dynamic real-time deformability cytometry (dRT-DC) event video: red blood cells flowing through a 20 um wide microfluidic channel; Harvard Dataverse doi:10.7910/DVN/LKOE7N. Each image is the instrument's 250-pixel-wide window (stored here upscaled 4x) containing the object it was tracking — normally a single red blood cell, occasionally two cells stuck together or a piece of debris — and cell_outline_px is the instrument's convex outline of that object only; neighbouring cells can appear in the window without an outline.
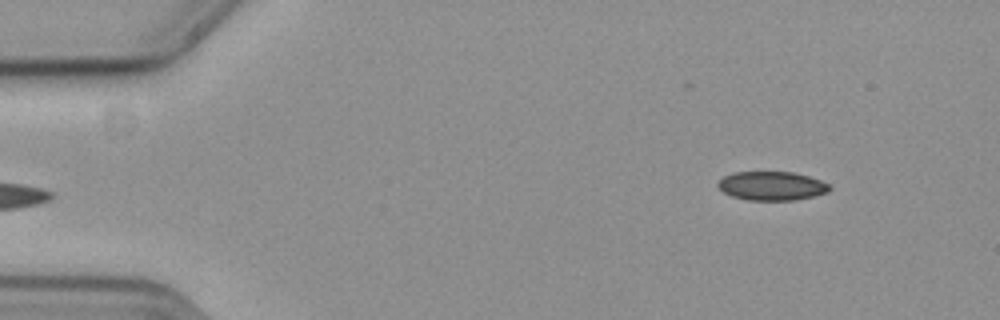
{"species": "common noctule bat (a hibernating species)", "species_latin": "Nyctalus noctula", "temperature_condition": "cold", "stored_images_in_passage": 53, "camera_frame_rate_fps": 3000, "um_per_image_px": 0.085, "animal": {"sex": "female", "body_mass_g": 19.3, "forearm_length_mm": 54.1}, "frame": {"image": 1, "passage_image": 3, "time_ms": 0.667, "image_size_px": [1000, 320], "cell_outline_px": [[832, 188], [828, 192], [796, 200], [748, 200], [732, 196], [724, 192], [716, 184], [724, 176], [732, 172], [792, 172], [808, 176], [820, 180], [828, 184]], "centroid_in_image_um": [65.6, 15.8], "position_along_channel_um": 19.4, "area_um2": 18.67}}
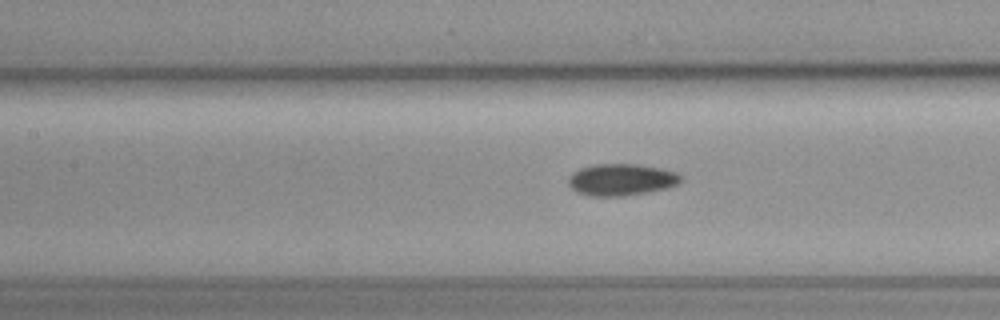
{"frame": {"image": 2, "passage_image": 22, "time_ms": 7.0, "image_size_px": [1000, 320], "cell_outline_px": [[680, 180], [676, 184], [668, 188], [648, 192], [624, 196], [588, 196], [576, 192], [568, 184], [568, 176], [572, 172], [580, 168], [596, 164], [636, 164], [660, 168], [676, 172], [680, 176]], "centroid_in_image_um": [52.76, 15.28], "position_along_channel_um": 154.6, "area_um2": 20.87}}
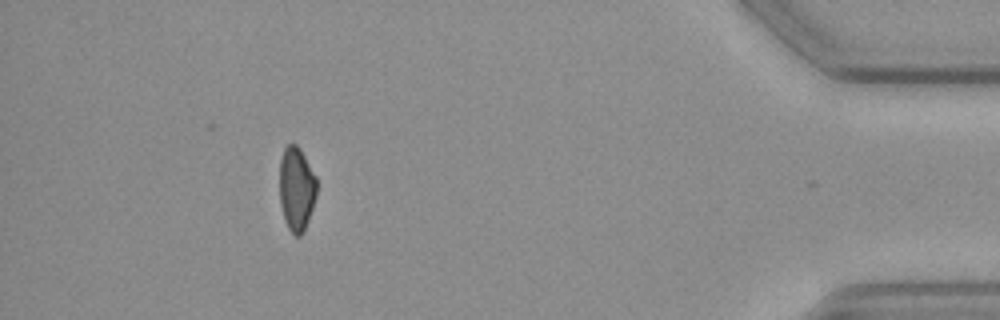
{"frame": {"image": 3, "passage_image": 48, "time_ms": 15.667, "image_size_px": [1000, 320], "cell_outline_px": [[316, 196], [304, 232], [300, 236], [296, 236], [288, 228], [284, 220], [280, 204], [280, 156], [284, 148], [288, 144], [296, 144], [300, 148], [316, 176]], "centroid_in_image_um": [25.19, 16.04], "position_along_channel_um": 410.0, "area_um2": 18.26}, "authors_computed_cell_mechanics": {"area_um2": 19.652, "velocity_mm_per_s": 3.6477, "shape_relaxation_time_tau1_ms": 8.3619, "shape_relaxation_time_tau2_ms": null, "deformation_change_tau1": 0.1085, "deformation_change_tau2": null}}